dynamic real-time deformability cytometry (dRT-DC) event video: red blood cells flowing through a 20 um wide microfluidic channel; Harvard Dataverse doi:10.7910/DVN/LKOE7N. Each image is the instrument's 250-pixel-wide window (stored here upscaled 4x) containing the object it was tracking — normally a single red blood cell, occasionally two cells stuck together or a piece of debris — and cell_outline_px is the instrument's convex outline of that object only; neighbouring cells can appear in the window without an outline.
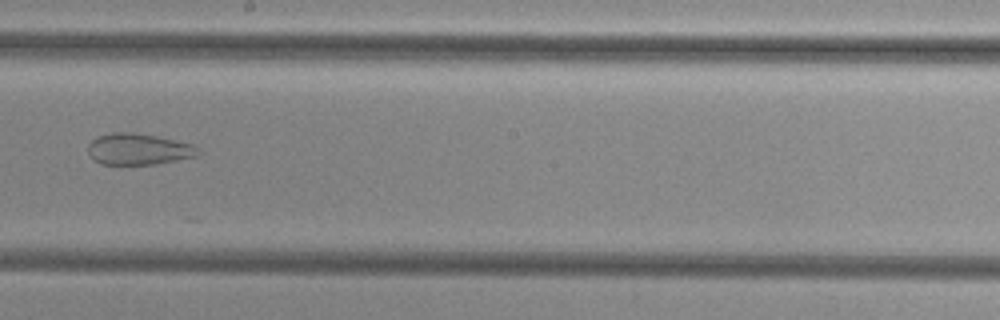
{"species": "common noctule bat (a hibernating species)", "species_latin": "Nyctalus noctula", "temperature_condition": "cold", "stored_images_in_passage": 47, "camera_frame_rate_fps": 3000, "um_per_image_px": 0.085, "animal": {"sex": "female", "body_mass_g": 29.2, "forearm_length_mm": 56.3}, "frame": {"image": 1, "passage_image": 30, "time_ms": 9.667, "image_size_px": [1000, 320], "cell_outline_px": [[200, 152], [196, 156], [156, 164], [100, 164], [92, 160], [88, 152], [88, 144], [92, 140], [100, 136], [112, 132], [136, 132], [156, 136], [192, 144]], "centroid_in_image_um": [11.72, 12.68], "position_along_channel_um": 236.5, "area_um2": 20.0}}
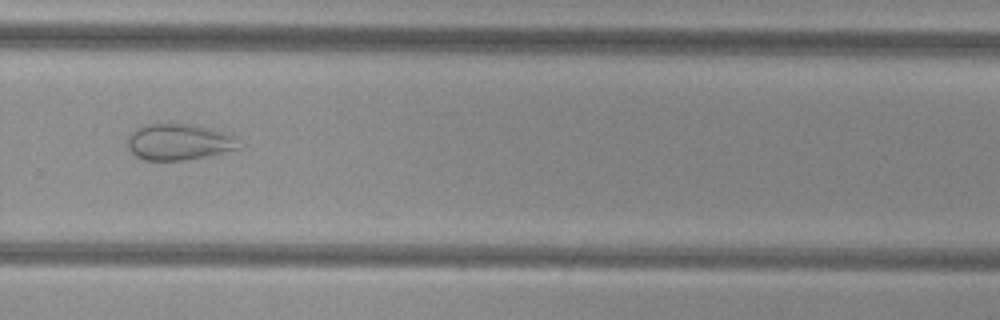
{"frame": {"image": 2, "passage_image": 36, "time_ms": 11.667, "image_size_px": [1000, 320], "cell_outline_px": [[240, 148], [204, 156], [184, 160], [144, 160], [136, 156], [128, 148], [128, 132], [144, 124], [196, 124], [232, 132]], "centroid_in_image_um": [15.2, 12.03], "position_along_channel_um": 314.6, "area_um2": 23.76}}
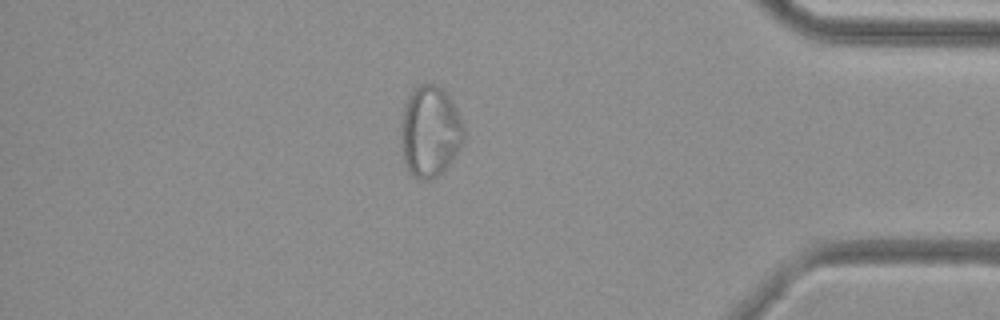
{"frame": {"image": 3, "passage_image": 45, "time_ms": 14.667, "image_size_px": [1000, 320], "cell_outline_px": [[464, 136], [452, 160], [444, 172], [432, 180], [416, 180], [412, 176], [404, 160], [400, 136], [404, 104], [412, 92], [420, 84], [436, 84], [448, 96], [456, 108], [464, 128]], "centroid_in_image_um": [36.54, 11.22], "position_along_channel_um": 398.7, "area_um2": 33.18}}